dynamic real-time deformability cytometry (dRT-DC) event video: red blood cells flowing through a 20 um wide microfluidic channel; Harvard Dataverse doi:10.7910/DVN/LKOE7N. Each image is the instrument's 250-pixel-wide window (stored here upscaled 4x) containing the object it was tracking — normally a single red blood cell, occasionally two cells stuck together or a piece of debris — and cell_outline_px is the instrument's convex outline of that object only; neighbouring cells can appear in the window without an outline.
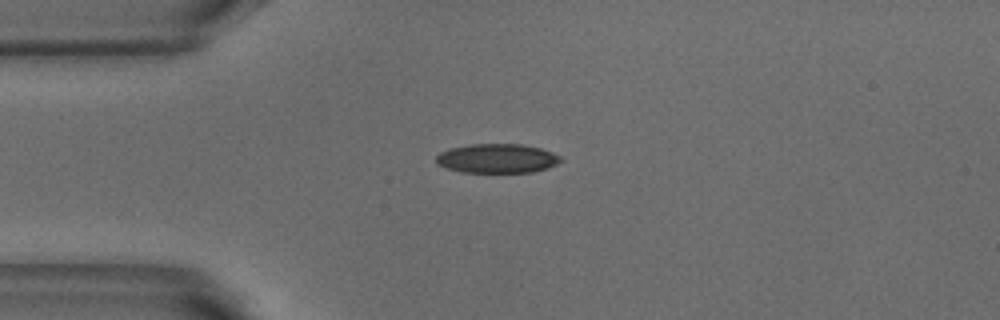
{"species": "common noctule bat (a hibernating species)", "species_latin": "Nyctalus noctula", "temperature_condition": "warm", "stored_images_in_passage": 2, "camera_frame_rate_fps": 3000, "um_per_image_px": 0.085, "animal": {"sex": "male", "body_mass_g": 18.8}, "frame": {"image": 1, "passage_image": 1, "time_ms": 0.0, "image_size_px": [1000, 320], "cell_outline_px": [[564, 160], [548, 168], [532, 172], [460, 172], [436, 164], [436, 156], [440, 152], [448, 148], [472, 144], [520, 144], [540, 148], [552, 152], [560, 156]], "centroid_in_image_um": [42.25, 13.46], "position_along_channel_um": 42.8, "area_um2": 21.27}}